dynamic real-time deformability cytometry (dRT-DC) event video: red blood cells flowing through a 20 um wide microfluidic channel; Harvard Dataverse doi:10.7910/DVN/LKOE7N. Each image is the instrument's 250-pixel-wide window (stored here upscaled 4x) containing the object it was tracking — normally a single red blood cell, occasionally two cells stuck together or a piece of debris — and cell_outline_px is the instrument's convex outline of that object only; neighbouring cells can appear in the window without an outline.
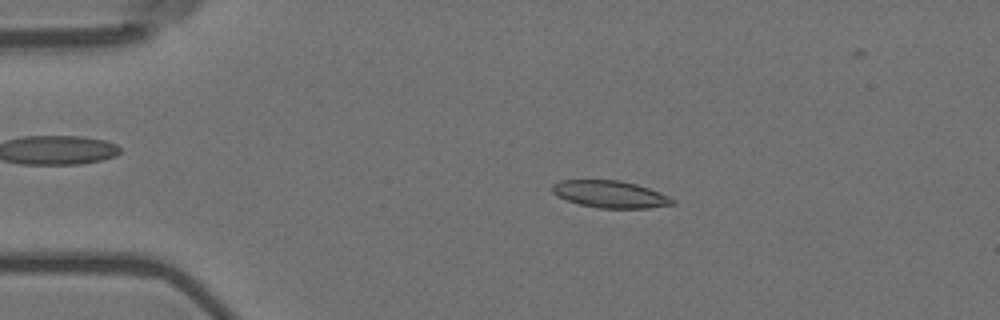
{"species": "Egyptian fruit bat (a non-hibernating species)", "species_latin": "Rousettus aegyptiacus", "temperature_condition": "room temperature", "stored_images_in_passage": 10, "camera_frame_rate_fps": 3000, "um_per_image_px": 0.085, "animal": {"sex": "female"}, "frame": {"image": 1, "passage_image": 4, "time_ms": 1.0, "image_size_px": [1000, 320], "cell_outline_px": [[676, 204], [648, 208], [596, 208], [580, 204], [556, 196], [552, 192], [552, 184], [560, 180], [620, 180], [636, 184], [660, 192], [676, 200]], "centroid_in_image_um": [51.87, 16.51], "position_along_channel_um": 33.1, "area_um2": 19.07}}
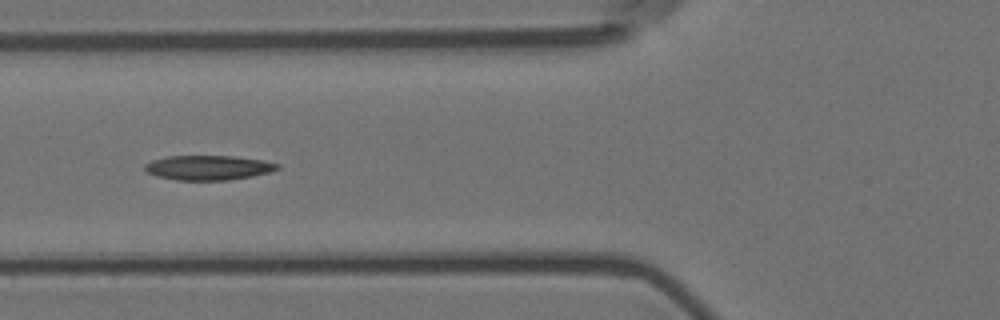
{"frame": {"image": 2, "passage_image": 7, "time_ms": 2.0, "image_size_px": [1000, 320], "cell_outline_px": [[280, 168], [272, 172], [252, 176], [228, 180], [176, 180], [156, 176], [148, 172], [144, 168], [144, 164], [152, 160], [168, 156], [232, 156], [264, 160], [280, 164]], "centroid_in_image_um": [17.73, 14.25], "position_along_channel_um": 108.1, "area_um2": 19.13}}
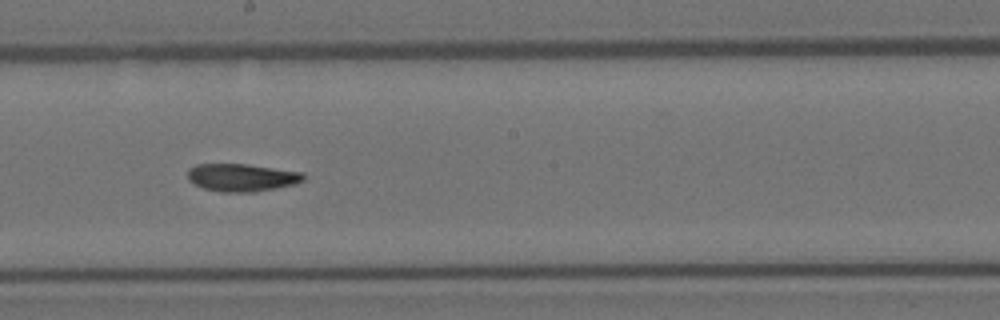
{"frame": {"image": 3, "passage_image": 10, "time_ms": 3.0, "image_size_px": [1000, 320], "cell_outline_px": [[304, 180], [296, 184], [256, 192], [220, 192], [204, 188], [188, 180], [188, 168], [196, 164], [248, 164], [304, 172]], "centroid_in_image_um": [20.57, 15.08], "position_along_channel_um": 227.6, "area_um2": 18.84}}